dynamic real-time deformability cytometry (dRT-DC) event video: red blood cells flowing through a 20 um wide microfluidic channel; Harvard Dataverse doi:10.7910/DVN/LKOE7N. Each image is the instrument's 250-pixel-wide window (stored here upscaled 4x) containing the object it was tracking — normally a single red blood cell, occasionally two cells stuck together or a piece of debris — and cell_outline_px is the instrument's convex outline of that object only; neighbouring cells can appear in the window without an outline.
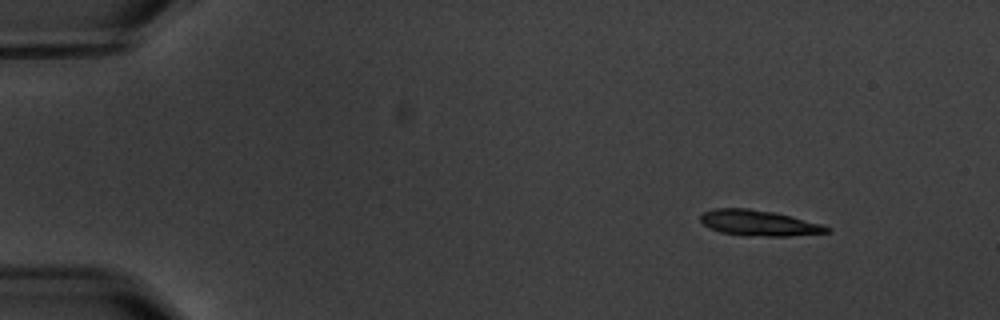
{"species": "common noctule bat (a hibernating species)", "species_latin": "Nyctalus noctula", "temperature_condition": "warm", "stored_images_in_passage": 4, "camera_frame_rate_fps": 3000, "um_per_image_px": 0.085, "animal": {"sex": "male", "body_mass_g": 20.1, "forearm_length_mm": 53.5}, "frame": {"image": 1, "passage_image": 1, "time_ms": 0.0, "image_size_px": [1000, 320], "cell_outline_px": [[832, 232], [788, 236], [744, 236], [720, 232], [708, 228], [700, 220], [700, 216], [704, 212], [716, 208], [748, 208], [772, 212], [820, 224], [832, 228]], "centroid_in_image_um": [64.47, 18.97], "position_along_channel_um": 20.5, "area_um2": 18.79}}
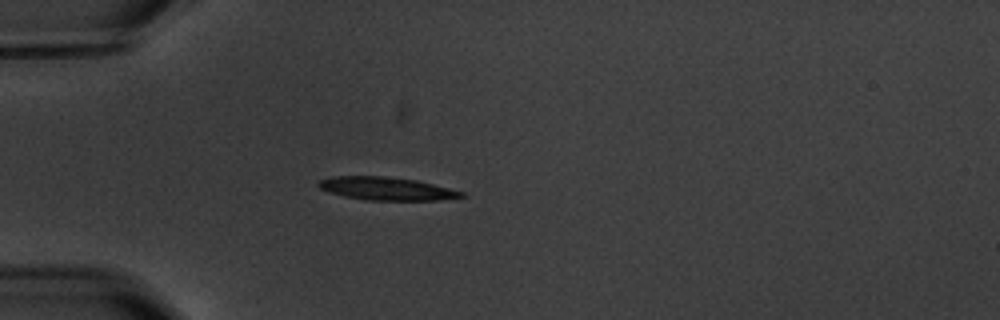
{"frame": {"image": 2, "passage_image": 4, "time_ms": 3.333, "image_size_px": [1000, 320], "cell_outline_px": [[468, 196], [436, 200], [368, 200], [344, 196], [320, 188], [316, 184], [320, 180], [332, 176], [380, 176], [416, 180], [464, 192]], "centroid_in_image_um": [32.85, 16.03], "position_along_channel_um": 52.1, "area_um2": 18.9}}